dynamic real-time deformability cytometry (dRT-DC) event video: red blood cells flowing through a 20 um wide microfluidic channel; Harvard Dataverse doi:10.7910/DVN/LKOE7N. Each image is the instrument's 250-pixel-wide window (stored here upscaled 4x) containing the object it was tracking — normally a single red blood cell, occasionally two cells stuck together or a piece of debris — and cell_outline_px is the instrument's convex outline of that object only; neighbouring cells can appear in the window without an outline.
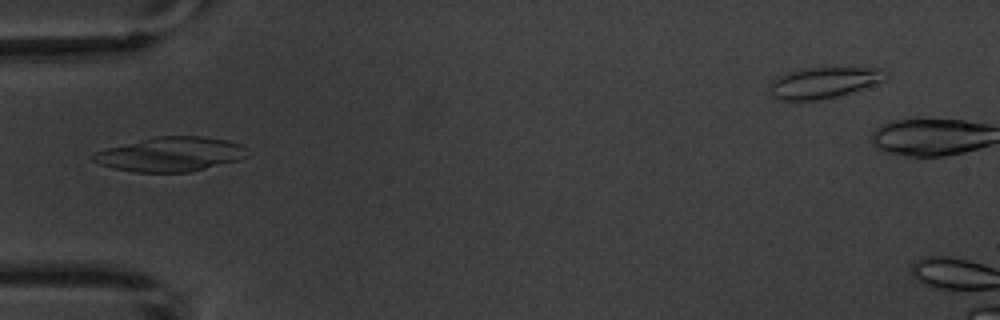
{"species": "common noctule bat (a hibernating species)", "species_latin": "Nyctalus noctula", "temperature_condition": "warm", "stored_images_in_passage": 6, "camera_frame_rate_fps": 3000, "um_per_image_px": 0.085, "animal": {"sex": "male", "body_mass_g": 20.1, "forearm_length_mm": 53.5}, "frame": {"image": 1, "passage_image": 6, "time_ms": 5.667, "image_size_px": [1000, 320], "cell_outline_px": [[252, 152], [248, 156], [240, 160], [192, 172], [136, 172], [116, 168], [100, 164], [92, 160], [92, 152], [156, 136], [204, 136], [228, 140], [244, 144]], "centroid_in_image_um": [14.62, 13.11], "position_along_channel_um": 70.4, "area_um2": 31.21}}